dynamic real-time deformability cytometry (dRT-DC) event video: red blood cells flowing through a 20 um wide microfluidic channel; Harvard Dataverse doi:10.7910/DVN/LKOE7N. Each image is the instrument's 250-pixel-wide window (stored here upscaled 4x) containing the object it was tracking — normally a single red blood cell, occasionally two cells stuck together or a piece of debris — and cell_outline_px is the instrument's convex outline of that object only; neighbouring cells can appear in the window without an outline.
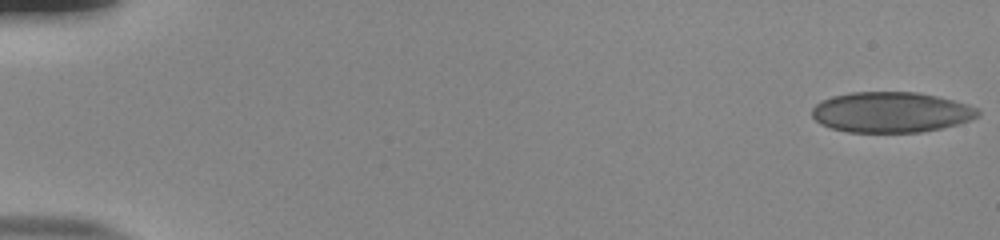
{"species": "human", "species_latin": "Homo sapiens", "temperature_condition": "room temperature", "stored_images_in_passage": 54, "camera_frame_rate_fps": 3000, "um_per_image_px": 0.085, "donor": {"sex": "male"}, "frame": {"image": 1, "passage_image": 1, "time_ms": 0.0, "image_size_px": [1000, 240], "cell_outline_px": [[980, 116], [956, 124], [940, 128], [920, 132], [848, 132], [832, 128], [820, 124], [812, 116], [812, 108], [820, 100], [832, 96], [852, 92], [916, 92], [936, 96], [968, 104], [976, 108], [980, 112]], "centroid_in_image_um": [75.71, 9.53], "position_along_channel_um": 9.3, "area_um2": 39.07}}
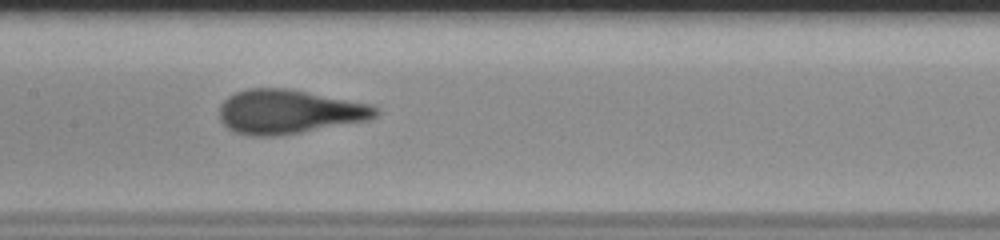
{"frame": {"image": 2, "passage_image": 28, "time_ms": 9.0, "image_size_px": [1000, 240], "cell_outline_px": [[380, 112], [376, 116], [368, 120], [300, 132], [276, 136], [252, 136], [232, 132], [220, 120], [220, 104], [228, 96], [236, 92], [248, 88], [288, 88], [372, 104], [380, 108]], "centroid_in_image_um": [24.56, 9.49], "position_along_channel_um": 182.8, "area_um2": 40.29}}
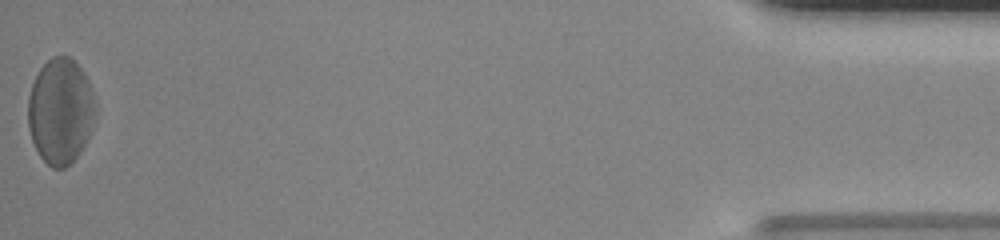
{"frame": {"image": 3, "passage_image": 54, "time_ms": 17.667, "image_size_px": [1000, 240], "cell_outline_px": [[96, 120], [80, 152], [64, 168], [52, 168], [40, 156], [32, 140], [28, 128], [28, 96], [32, 84], [40, 68], [52, 56], [68, 56], [84, 72], [92, 88], [96, 104]], "centroid_in_image_um": [5.15, 9.44], "position_along_channel_um": 430.1, "area_um2": 41.62}, "authors_computed_cell_mechanics": {"area_um2": 39.593, "velocity_mm_per_s": 3.8385, "shape_relaxation_time_tau1_ms": 5.1455, "shape_relaxation_time_tau2_ms": null, "deformation_change_tau1": 0.1788, "deformation_change_tau2": null}}